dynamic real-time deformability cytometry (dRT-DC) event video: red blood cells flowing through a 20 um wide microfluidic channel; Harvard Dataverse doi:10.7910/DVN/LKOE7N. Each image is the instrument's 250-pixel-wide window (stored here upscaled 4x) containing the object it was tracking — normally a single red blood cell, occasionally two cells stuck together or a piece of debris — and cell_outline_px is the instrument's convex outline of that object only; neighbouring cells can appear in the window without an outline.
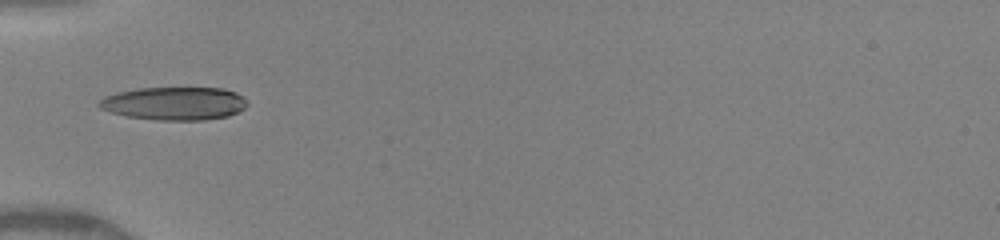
{"species": "human", "species_latin": "Homo sapiens", "temperature_condition": "warm", "stored_images_in_passage": 31, "camera_frame_rate_fps": 3000, "um_per_image_px": 0.085, "donor": {"sex": "female"}, "frame": {"image": 1, "passage_image": 1, "time_ms": 0.0, "image_size_px": [1000, 240], "cell_outline_px": [[248, 104], [244, 108], [228, 116], [204, 120], [160, 120], [128, 116], [112, 112], [100, 108], [96, 104], [104, 96], [116, 92], [140, 88], [224, 88], [236, 92], [244, 96], [248, 100]], "centroid_in_image_um": [14.85, 8.78], "position_along_channel_um": 70.2, "area_um2": 28.67}}
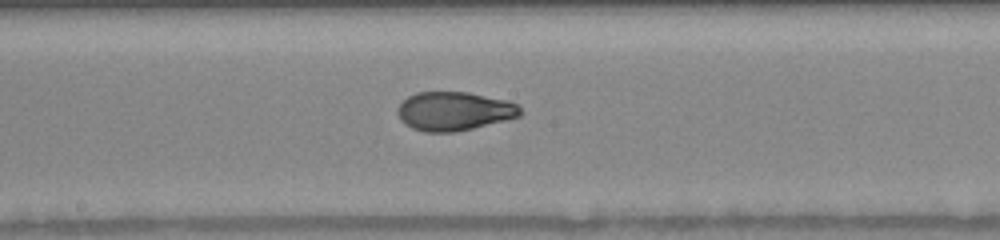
{"frame": {"image": 2, "passage_image": 18, "time_ms": 3.333, "image_size_px": [1000, 240], "cell_outline_px": [[520, 116], [472, 128], [452, 132], [424, 132], [412, 128], [404, 124], [400, 120], [396, 112], [396, 108], [408, 96], [416, 92], [468, 92], [508, 100], [516, 104], [520, 108]], "centroid_in_image_um": [38.55, 9.44], "position_along_channel_um": 209.7, "area_um2": 27.69}}
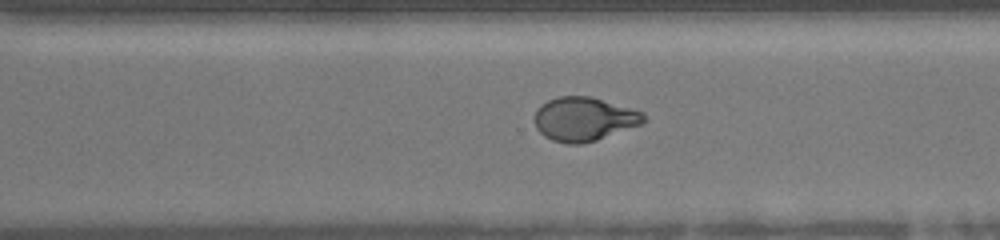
{"frame": {"image": 3, "passage_image": 27, "time_ms": 6.0, "image_size_px": [1000, 240], "cell_outline_px": [[648, 120], [640, 124], [596, 140], [580, 144], [568, 144], [552, 140], [544, 136], [536, 128], [536, 108], [540, 104], [548, 100], [560, 96], [588, 96], [644, 112]], "centroid_in_image_um": [49.63, 10.12], "position_along_channel_um": 321.0, "area_um2": 27.63}}